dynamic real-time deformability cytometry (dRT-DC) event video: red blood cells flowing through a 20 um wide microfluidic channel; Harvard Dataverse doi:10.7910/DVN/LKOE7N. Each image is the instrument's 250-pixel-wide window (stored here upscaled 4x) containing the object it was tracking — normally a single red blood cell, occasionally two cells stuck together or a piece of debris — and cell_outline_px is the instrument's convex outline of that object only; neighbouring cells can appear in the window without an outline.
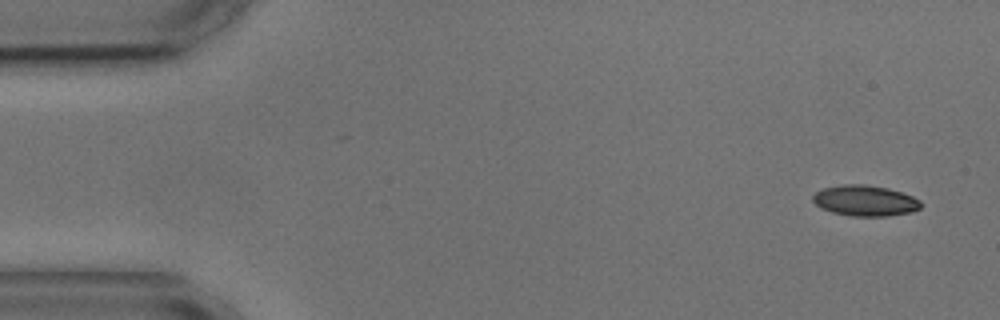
{"species": "common noctule bat (a hibernating species)", "species_latin": "Nyctalus noctula", "temperature_condition": "cold", "stored_images_in_passage": 6, "camera_frame_rate_fps": 3000, "um_per_image_px": 0.085, "animal": {"sex": "male", "body_mass_g": 17.9, "forearm_length_mm": 54.2}, "frame": {"image": 1, "passage_image": 1, "time_ms": 0.0, "image_size_px": [1000, 320], "cell_outline_px": [[920, 208], [912, 212], [888, 216], [852, 216], [832, 212], [820, 208], [812, 200], [812, 196], [816, 192], [824, 188], [844, 184], [864, 184], [888, 188], [912, 196], [920, 200]], "centroid_in_image_um": [73.52, 17.06], "position_along_channel_um": 11.5, "area_um2": 19.31}}